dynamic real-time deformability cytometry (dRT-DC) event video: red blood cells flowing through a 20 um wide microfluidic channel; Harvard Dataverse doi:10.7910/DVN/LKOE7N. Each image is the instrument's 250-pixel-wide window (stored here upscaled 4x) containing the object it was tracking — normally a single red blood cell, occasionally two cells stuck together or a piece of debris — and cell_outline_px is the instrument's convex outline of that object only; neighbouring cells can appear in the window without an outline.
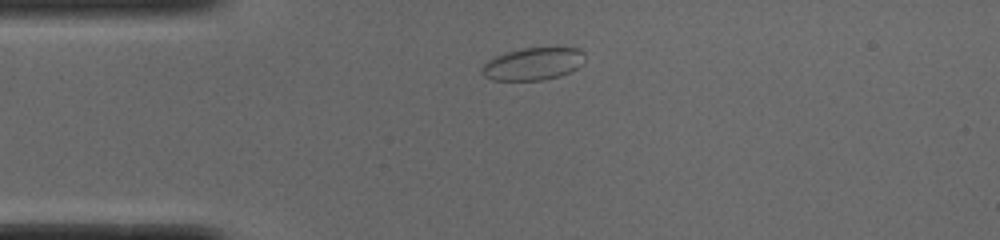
{"species": "common noctule bat (a hibernating species)", "species_latin": "Nyctalus noctula", "temperature_condition": "cold", "stored_images_in_passage": 41, "segment_of_instrument_passage": [1, 2], "camera_frame_rate_fps": 3000, "um_per_image_px": 0.085, "animal": {"sex": "male", "body_mass_g": 19.0, "forearm_length_mm": 50.8}, "frame": {"image": 1, "passage_image": 1, "time_ms": 0.0, "image_size_px": [1000, 240], "cell_outline_px": [[584, 64], [560, 76], [544, 80], [492, 80], [484, 76], [480, 72], [480, 68], [488, 60], [496, 56], [508, 52], [524, 48], [580, 48], [584, 52]], "centroid_in_image_um": [45.31, 5.44], "position_along_channel_um": 39.7, "area_um2": 19.48}}
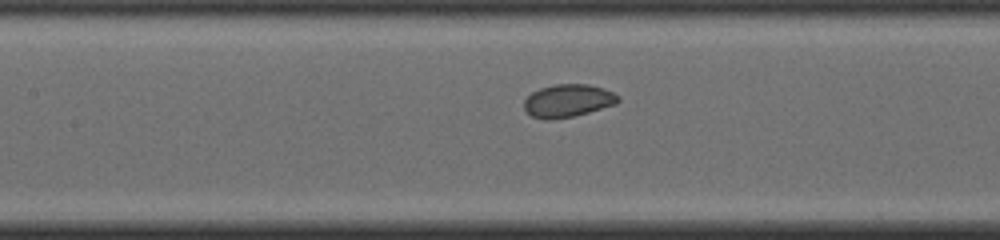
{"frame": {"image": 2, "passage_image": 12, "time_ms": 3.667, "image_size_px": [1000, 240], "cell_outline_px": [[620, 100], [616, 104], [588, 112], [572, 116], [552, 120], [544, 120], [532, 116], [524, 108], [524, 100], [532, 92], [540, 88], [556, 84], [588, 84], [604, 88], [620, 96]], "centroid_in_image_um": [48.28, 8.56], "position_along_channel_um": 159.1, "area_um2": 17.98}}
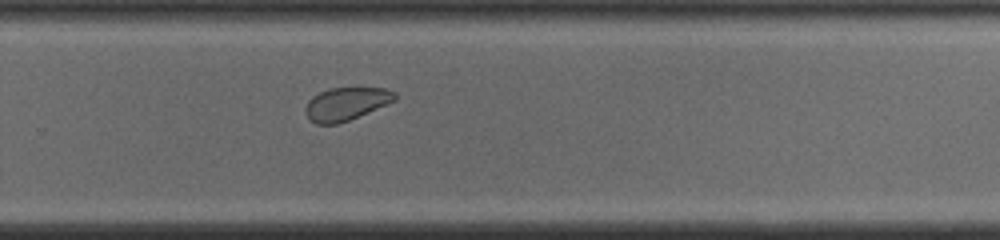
{"frame": {"image": 3, "passage_image": 23, "time_ms": 7.333, "image_size_px": [1000, 240], "cell_outline_px": [[396, 100], [388, 104], [348, 120], [336, 124], [316, 124], [308, 120], [304, 112], [304, 108], [308, 100], [312, 96], [328, 88], [384, 88], [396, 92]], "centroid_in_image_um": [29.38, 8.83], "position_along_channel_um": 300.4, "area_um2": 17.28}}